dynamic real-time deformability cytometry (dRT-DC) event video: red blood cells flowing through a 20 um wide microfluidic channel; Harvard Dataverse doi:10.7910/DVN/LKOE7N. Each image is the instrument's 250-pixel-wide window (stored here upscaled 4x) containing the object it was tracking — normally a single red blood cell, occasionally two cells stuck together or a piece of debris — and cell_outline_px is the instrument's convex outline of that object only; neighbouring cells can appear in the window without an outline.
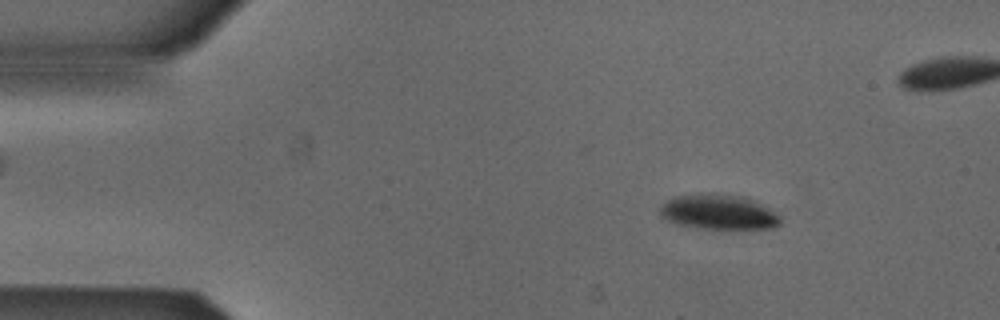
{"species": "Egyptian fruit bat (a non-hibernating species)", "species_latin": "Rousettus aegyptiacus", "temperature_condition": "cold", "stored_images_in_passage": 3, "camera_frame_rate_fps": 3000, "um_per_image_px": 0.085, "animal": {"sex": "male"}, "frame": {"image": 1, "passage_image": 1, "time_ms": 0.0, "image_size_px": [1000, 320], "cell_outline_px": [[780, 224], [772, 228], [704, 228], [676, 224], [660, 216], [660, 208], [668, 200], [676, 196], [700, 192], [712, 192], [744, 196], [756, 200], [780, 216]], "centroid_in_image_um": [61.08, 17.99], "position_along_channel_um": 23.9, "area_um2": 24.62}}